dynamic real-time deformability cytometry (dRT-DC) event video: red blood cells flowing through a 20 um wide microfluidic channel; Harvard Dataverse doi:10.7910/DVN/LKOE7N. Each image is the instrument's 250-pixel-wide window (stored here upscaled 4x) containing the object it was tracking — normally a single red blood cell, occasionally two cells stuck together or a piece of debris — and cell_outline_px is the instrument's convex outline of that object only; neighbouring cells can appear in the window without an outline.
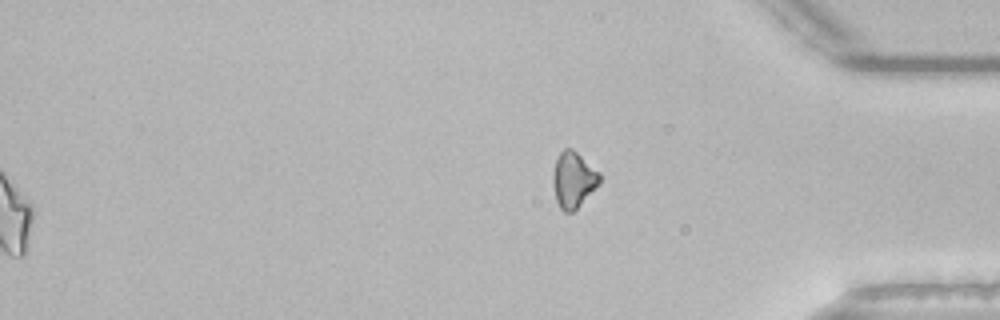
{"species": "common noctule bat (a hibernating species)", "species_latin": "Nyctalus noctula", "temperature_condition": "room temperature", "stored_images_in_passage": 54, "segment_of_instrument_passage": [2, 2], "camera_frame_rate_fps": 3000, "um_per_image_px": 0.085, "animal": {"sex": "male", "body_mass_g": 21.5, "forearm_length_mm": 52.0}, "frame": {"image": 1, "passage_image": 54, "time_ms": 17.667, "image_size_px": [1000, 320], "cell_outline_px": [[600, 184], [572, 212], [564, 212], [560, 208], [556, 200], [552, 184], [552, 176], [556, 160], [560, 152], [564, 148], [572, 148], [600, 172]], "centroid_in_image_um": [48.73, 15.27], "position_along_channel_um": 386.5, "area_um2": 15.2}}